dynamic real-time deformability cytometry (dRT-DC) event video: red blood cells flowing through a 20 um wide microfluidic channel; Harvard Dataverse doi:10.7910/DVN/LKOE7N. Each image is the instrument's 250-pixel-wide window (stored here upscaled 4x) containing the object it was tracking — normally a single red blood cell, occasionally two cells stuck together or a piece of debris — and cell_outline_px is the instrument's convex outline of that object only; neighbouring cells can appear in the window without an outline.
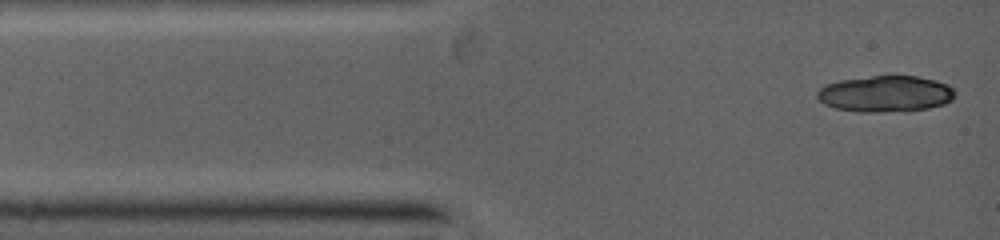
{"species": "common noctule bat (a hibernating species)", "species_latin": "Nyctalus noctula", "temperature_condition": "warm", "stored_images_in_passage": 3, "camera_frame_rate_fps": 5000, "um_per_image_px": 0.085, "animal": {"sex": "female", "body_mass_g": 19.0, "forearm_length_mm": 53.3}, "frame": {"image": 1, "passage_image": 1, "time_ms": 0.0, "image_size_px": [1000, 240], "cell_outline_px": [[956, 92], [952, 100], [944, 104], [928, 108], [908, 112], [860, 112], [836, 108], [824, 104], [816, 96], [816, 92], [824, 84], [840, 80], [888, 72], [896, 72], [936, 80], [948, 84]], "centroid_in_image_um": [75.28, 7.93], "position_along_channel_um": 9.7, "area_um2": 30.46}}